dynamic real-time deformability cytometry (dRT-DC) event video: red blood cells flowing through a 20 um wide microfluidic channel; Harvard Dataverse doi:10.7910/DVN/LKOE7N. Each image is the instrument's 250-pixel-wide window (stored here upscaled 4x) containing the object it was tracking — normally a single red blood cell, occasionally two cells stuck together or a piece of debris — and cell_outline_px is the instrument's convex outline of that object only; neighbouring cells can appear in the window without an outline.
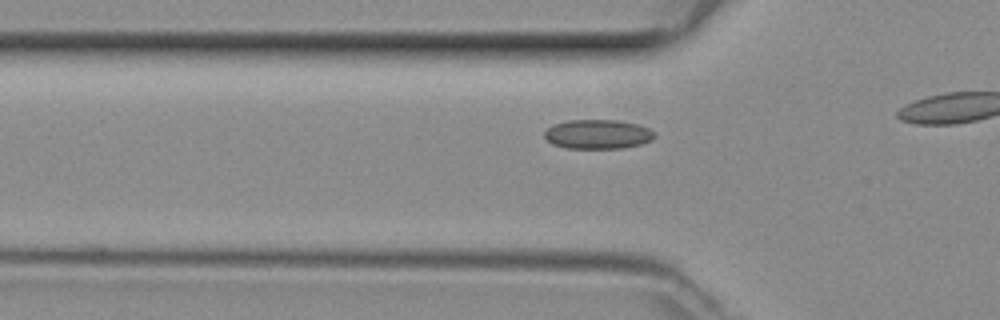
{"species": "common noctule bat (a hibernating species)", "species_latin": "Nyctalus noctula", "temperature_condition": "room temperature", "stored_images_in_passage": 18, "camera_frame_rate_fps": 3000, "um_per_image_px": 0.085, "animal": {"sex": "female", "body_mass_g": 29.2, "forearm_length_mm": 56.3}, "frame": {"image": 1, "passage_image": 13, "time_ms": 4.0, "image_size_px": [1000, 320], "cell_outline_px": [[656, 136], [652, 140], [640, 144], [624, 148], [568, 148], [552, 144], [544, 136], [544, 132], [552, 124], [568, 120], [616, 120], [640, 124], [656, 132]], "centroid_in_image_um": [50.84, 11.4], "position_along_channel_um": 75.0, "area_um2": 18.96}}
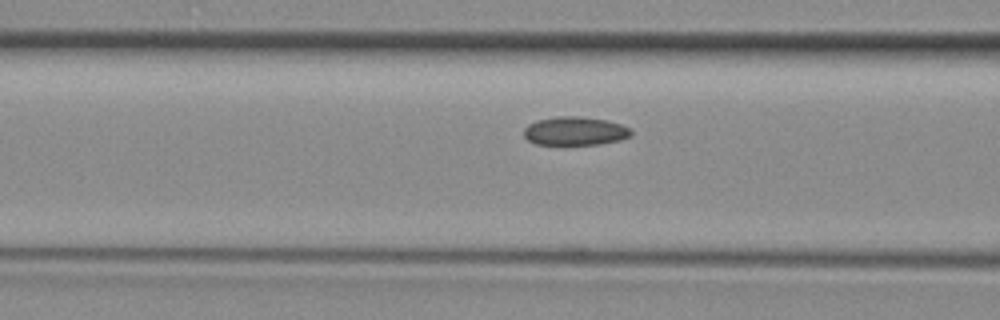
{"frame": {"image": 2, "passage_image": 16, "time_ms": 5.0, "image_size_px": [1000, 320], "cell_outline_px": [[632, 136], [620, 140], [600, 144], [536, 144], [528, 140], [524, 136], [524, 128], [528, 124], [536, 120], [556, 116], [580, 116], [604, 120], [620, 124], [628, 128], [632, 132]], "centroid_in_image_um": [48.85, 11.13], "position_along_channel_um": 117.7, "area_um2": 17.8}}